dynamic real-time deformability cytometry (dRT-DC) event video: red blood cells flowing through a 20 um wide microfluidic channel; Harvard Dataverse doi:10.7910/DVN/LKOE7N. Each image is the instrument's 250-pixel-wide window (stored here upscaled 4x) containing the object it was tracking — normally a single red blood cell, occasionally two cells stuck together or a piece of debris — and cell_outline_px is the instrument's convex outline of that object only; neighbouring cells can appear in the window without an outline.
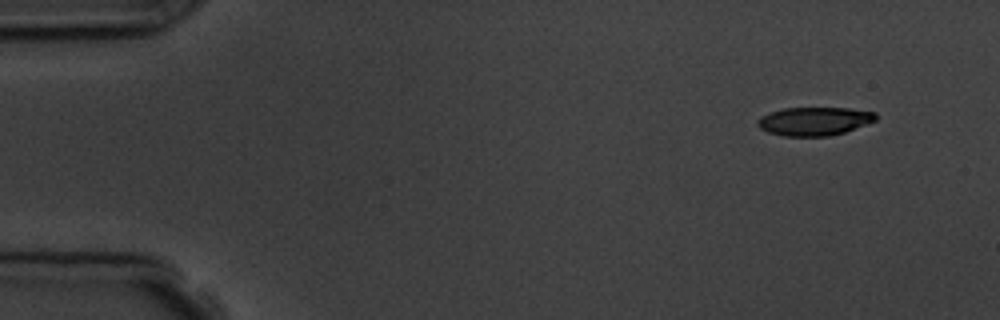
{"species": "common noctule bat (a hibernating species)", "species_latin": "Nyctalus noctula", "temperature_condition": "room temperature", "stored_images_in_passage": 7, "camera_frame_rate_fps": 3000, "um_per_image_px": 0.085, "animal": {"sex": "male", "body_mass_g": 19.5, "forearm_length_mm": 54.6}, "frame": {"image": 1, "passage_image": 1, "time_ms": 0.0, "image_size_px": [1000, 320], "cell_outline_px": [[876, 120], [844, 132], [828, 136], [784, 136], [768, 132], [760, 128], [756, 124], [756, 120], [760, 116], [784, 108], [848, 108], [876, 112]], "centroid_in_image_um": [69.19, 10.3], "position_along_channel_um": 15.8, "area_um2": 19.48}}
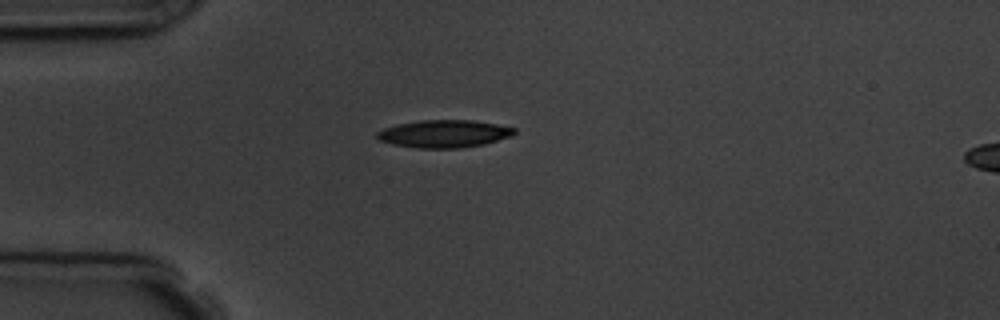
{"frame": {"image": 2, "passage_image": 4, "time_ms": 3.333, "image_size_px": [1000, 320], "cell_outline_px": [[516, 132], [512, 136], [484, 144], [460, 148], [416, 148], [392, 144], [380, 140], [376, 136], [376, 132], [384, 128], [396, 124], [420, 120], [472, 120], [496, 124], [516, 128]], "centroid_in_image_um": [37.74, 11.37], "position_along_channel_um": 47.3, "area_um2": 22.14}}